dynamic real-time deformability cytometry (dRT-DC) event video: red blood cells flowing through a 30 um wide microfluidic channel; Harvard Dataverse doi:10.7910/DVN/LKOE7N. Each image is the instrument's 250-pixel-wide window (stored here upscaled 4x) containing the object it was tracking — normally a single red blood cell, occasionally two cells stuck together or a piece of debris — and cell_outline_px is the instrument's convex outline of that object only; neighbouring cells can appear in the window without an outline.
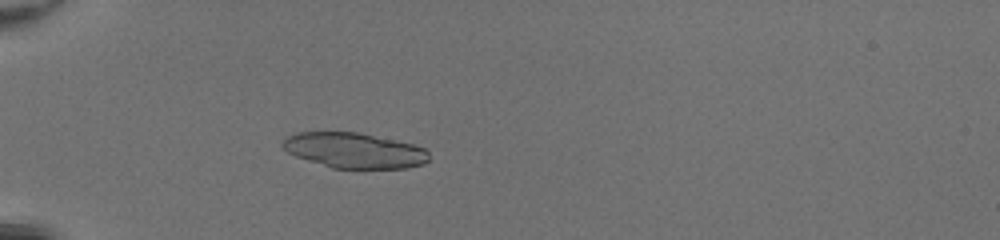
{"species": "common noctule bat (a hibernating species)", "species_latin": "Nyctalus noctula", "temperature_condition": "room temperature", "stored_images_in_passage": 49, "camera_frame_rate_fps": 3000, "um_per_image_px": 0.085, "animal": {"sex": "female", "body_mass_g": 20.0, "forearm_length_mm": 54.0}, "frame": {"image": 1, "passage_image": 16, "time_ms": 5.0, "image_size_px": [1000, 240], "cell_outline_px": [[428, 160], [424, 164], [408, 168], [332, 168], [296, 156], [288, 152], [280, 144], [288, 136], [300, 132], [356, 132], [412, 144], [424, 148], [428, 152]], "centroid_in_image_um": [30.11, 12.79], "position_along_channel_um": 54.9, "area_um2": 29.77}}
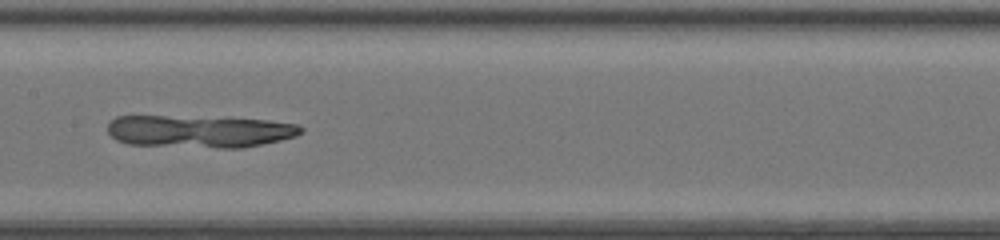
{"frame": {"image": 2, "passage_image": 27, "time_ms": 8.667, "image_size_px": [1000, 240], "cell_outline_px": [[304, 132], [296, 136], [280, 140], [244, 148], [220, 148], [128, 144], [116, 140], [108, 132], [108, 124], [116, 116], [164, 116], [268, 120], [300, 124], [304, 128]], "centroid_in_image_um": [16.99, 11.17], "position_along_channel_um": 190.4, "area_um2": 36.36}}